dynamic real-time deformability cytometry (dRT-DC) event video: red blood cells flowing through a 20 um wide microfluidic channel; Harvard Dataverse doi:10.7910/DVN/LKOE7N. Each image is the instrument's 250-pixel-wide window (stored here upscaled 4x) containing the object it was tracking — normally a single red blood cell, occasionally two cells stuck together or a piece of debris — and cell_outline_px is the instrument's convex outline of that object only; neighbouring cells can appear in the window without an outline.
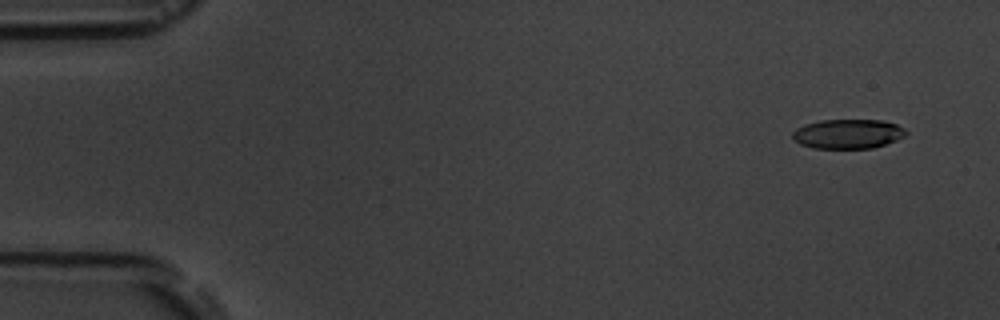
{"species": "common noctule bat (a hibernating species)", "species_latin": "Nyctalus noctula", "temperature_condition": "room temperature", "stored_images_in_passage": 6, "camera_frame_rate_fps": 3000, "um_per_image_px": 0.085, "animal": {"sex": "male", "body_mass_g": 19.5, "forearm_length_mm": 54.6}, "frame": {"image": 1, "passage_image": 1, "time_ms": 0.0, "image_size_px": [1000, 320], "cell_outline_px": [[908, 132], [904, 136], [896, 140], [872, 148], [812, 148], [800, 144], [792, 140], [792, 132], [796, 128], [804, 124], [820, 120], [884, 120], [896, 124], [904, 128]], "centroid_in_image_um": [72.04, 11.37], "position_along_channel_um": 13.0, "area_um2": 19.59}}
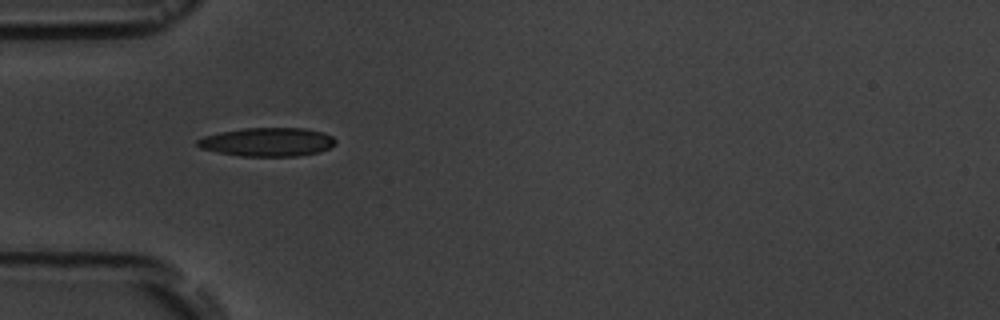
{"frame": {"image": 2, "passage_image": 5, "time_ms": 4.667, "image_size_px": [1000, 320], "cell_outline_px": [[336, 144], [320, 152], [296, 156], [240, 156], [200, 148], [196, 144], [196, 140], [204, 136], [220, 132], [244, 128], [304, 128], [324, 132], [332, 136], [336, 140]], "centroid_in_image_um": [22.76, 12.06], "position_along_channel_um": 62.2, "area_um2": 23.06}}
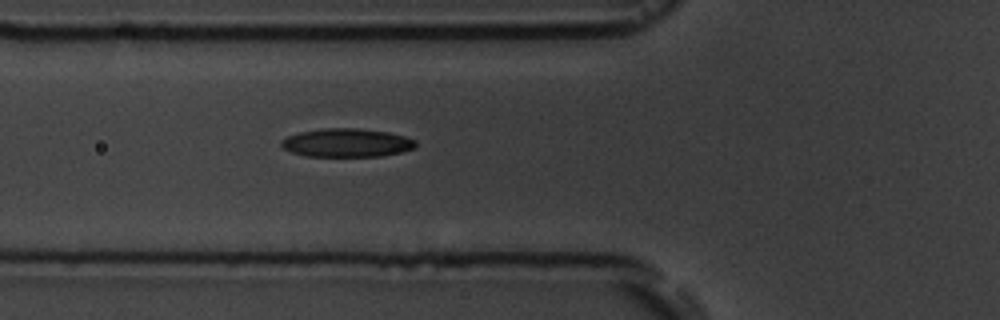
{"frame": {"image": 3, "passage_image": 6, "time_ms": 5.667, "image_size_px": [1000, 320], "cell_outline_px": [[416, 148], [404, 152], [380, 156], [304, 156], [292, 152], [284, 148], [280, 144], [280, 140], [288, 136], [300, 132], [324, 128], [356, 128], [388, 132], [404, 136], [416, 140]], "centroid_in_image_um": [29.5, 12.14], "position_along_channel_um": 96.3, "area_um2": 22.37}}